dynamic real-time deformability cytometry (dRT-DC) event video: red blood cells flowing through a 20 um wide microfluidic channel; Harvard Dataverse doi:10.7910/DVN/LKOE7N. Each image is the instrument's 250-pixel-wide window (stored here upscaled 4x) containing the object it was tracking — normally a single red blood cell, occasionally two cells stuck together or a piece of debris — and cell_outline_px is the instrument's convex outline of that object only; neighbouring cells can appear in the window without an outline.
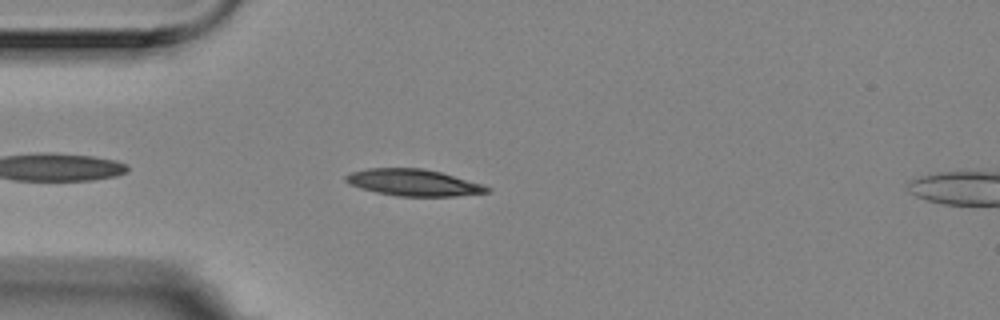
{"species": "Egyptian fruit bat (a non-hibernating species)", "species_latin": "Rousettus aegyptiacus", "temperature_condition": "room temperature", "stored_images_in_passage": 40, "camera_frame_rate_fps": 3000, "um_per_image_px": 0.085, "animal": {"sex": "female"}, "frame": {"image": 1, "passage_image": 5, "time_ms": 1.333, "image_size_px": [1000, 320], "cell_outline_px": [[492, 188], [488, 192], [456, 196], [396, 196], [376, 192], [360, 188], [348, 184], [344, 180], [344, 176], [352, 172], [368, 168], [424, 168], [440, 172], [484, 184]], "centroid_in_image_um": [35.14, 15.52], "position_along_channel_um": 49.9, "area_um2": 22.02}}
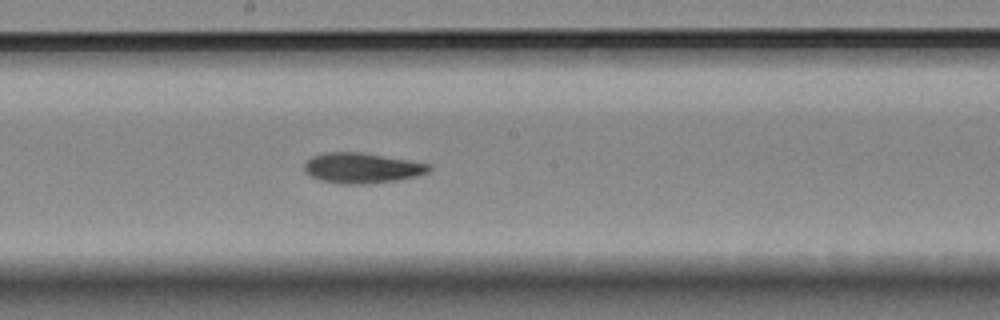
{"frame": {"image": 2, "passage_image": 20, "time_ms": 6.333, "image_size_px": [1000, 320], "cell_outline_px": [[432, 168], [428, 172], [416, 176], [396, 180], [368, 184], [340, 184], [320, 180], [304, 172], [304, 164], [312, 156], [324, 152], [360, 152], [432, 164]], "centroid_in_image_um": [30.75, 14.28], "position_along_channel_um": 217.4, "area_um2": 22.08}}
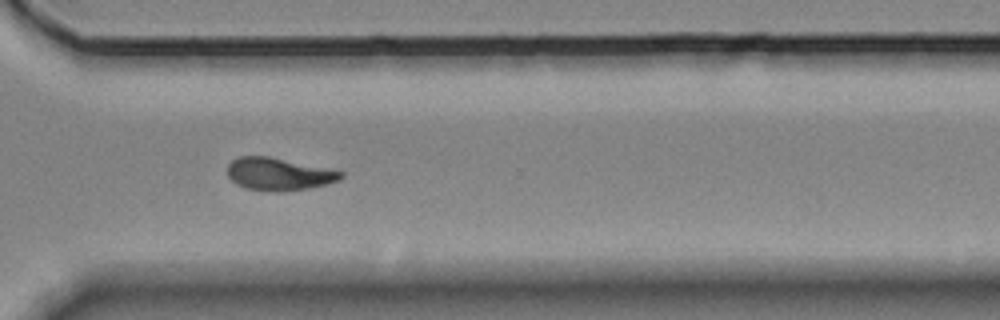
{"frame": {"image": 3, "passage_image": 31, "time_ms": 10.0, "image_size_px": [1000, 320], "cell_outline_px": [[344, 176], [340, 180], [328, 184], [308, 188], [244, 188], [236, 184], [228, 176], [228, 164], [232, 160], [240, 156], [268, 156], [344, 172]], "centroid_in_image_um": [23.69, 14.74], "position_along_channel_um": 346.9, "area_um2": 20.46}, "authors_computed_cell_mechanics": {"area_um2": 21.675, "velocity_mm_per_s": 3.5358, "shape_relaxation_time_tau1_ms": 6.7356, "shape_relaxation_time_tau2_ms": 5.9096, "deformation_change_tau1": 0.166, "deformation_change_tau2": 0.1172}}